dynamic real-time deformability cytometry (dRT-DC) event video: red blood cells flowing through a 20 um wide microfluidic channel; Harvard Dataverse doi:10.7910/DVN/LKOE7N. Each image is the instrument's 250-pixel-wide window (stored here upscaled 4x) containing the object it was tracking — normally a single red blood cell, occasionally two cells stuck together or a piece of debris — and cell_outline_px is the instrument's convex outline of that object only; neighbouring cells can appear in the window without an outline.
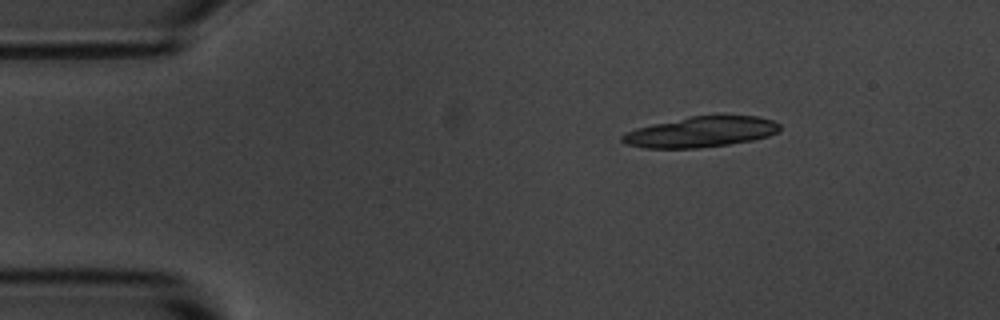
{"species": "common noctule bat (a hibernating species)", "species_latin": "Nyctalus noctula", "temperature_condition": "room temperature", "stored_images_in_passage": 5, "camera_frame_rate_fps": 3000, "um_per_image_px": 0.085, "animal": {"sex": "male", "body_mass_g": 20.1, "forearm_length_mm": 53.5}, "frame": {"image": 1, "passage_image": 1, "time_ms": 0.0, "image_size_px": [1000, 320], "cell_outline_px": [[780, 132], [768, 136], [752, 140], [728, 144], [696, 148], [644, 148], [624, 144], [620, 140], [620, 136], [636, 128], [652, 124], [692, 116], [756, 116], [772, 120], [780, 124]], "centroid_in_image_um": [59.56, 11.22], "position_along_channel_um": 25.4, "area_um2": 27.92}}
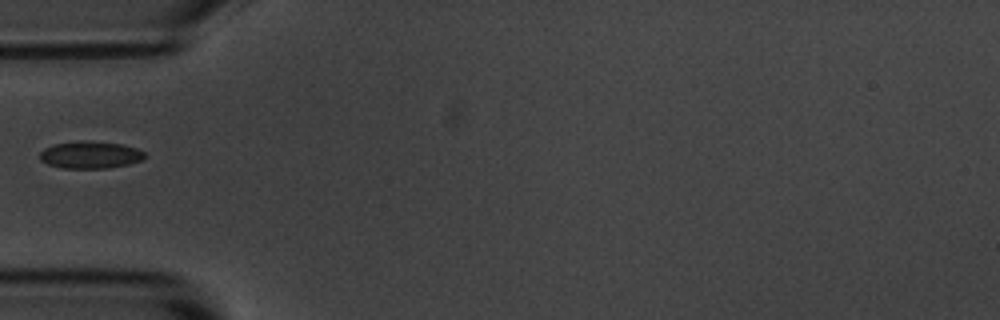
{"frame": {"image": 2, "passage_image": 4, "time_ms": 3.333, "image_size_px": [1000, 320], "cell_outline_px": [[144, 160], [128, 164], [108, 168], [64, 168], [48, 164], [40, 160], [40, 152], [44, 148], [56, 144], [80, 140], [84, 140], [120, 144], [136, 148], [144, 152]], "centroid_in_image_um": [7.67, 13.16], "position_along_channel_um": 77.3, "area_um2": 16.53}}